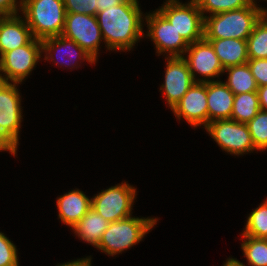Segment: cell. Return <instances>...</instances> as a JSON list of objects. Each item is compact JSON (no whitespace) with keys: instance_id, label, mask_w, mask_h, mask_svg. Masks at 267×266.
Wrapping results in <instances>:
<instances>
[{"instance_id":"6da1fadb","label":"cell","mask_w":267,"mask_h":266,"mask_svg":"<svg viewBox=\"0 0 267 266\" xmlns=\"http://www.w3.org/2000/svg\"><path fill=\"white\" fill-rule=\"evenodd\" d=\"M138 0H126L96 17L107 50L130 51L144 37V16ZM143 16V17H142Z\"/></svg>"},{"instance_id":"7a4b0ae2","label":"cell","mask_w":267,"mask_h":266,"mask_svg":"<svg viewBox=\"0 0 267 266\" xmlns=\"http://www.w3.org/2000/svg\"><path fill=\"white\" fill-rule=\"evenodd\" d=\"M262 15H267V8L257 5L256 1L240 9L207 15L204 17V38L247 40Z\"/></svg>"},{"instance_id":"3957f363","label":"cell","mask_w":267,"mask_h":266,"mask_svg":"<svg viewBox=\"0 0 267 266\" xmlns=\"http://www.w3.org/2000/svg\"><path fill=\"white\" fill-rule=\"evenodd\" d=\"M20 14L35 39L44 40L63 33L66 16L63 0H22Z\"/></svg>"},{"instance_id":"277c9868","label":"cell","mask_w":267,"mask_h":266,"mask_svg":"<svg viewBox=\"0 0 267 266\" xmlns=\"http://www.w3.org/2000/svg\"><path fill=\"white\" fill-rule=\"evenodd\" d=\"M159 219L155 217H127L122 220L110 222L108 228L102 234L98 250L108 256L118 255L124 250L140 243Z\"/></svg>"},{"instance_id":"5b68a950","label":"cell","mask_w":267,"mask_h":266,"mask_svg":"<svg viewBox=\"0 0 267 266\" xmlns=\"http://www.w3.org/2000/svg\"><path fill=\"white\" fill-rule=\"evenodd\" d=\"M19 83L0 81V152L16 156L23 121Z\"/></svg>"},{"instance_id":"8992f818","label":"cell","mask_w":267,"mask_h":266,"mask_svg":"<svg viewBox=\"0 0 267 266\" xmlns=\"http://www.w3.org/2000/svg\"><path fill=\"white\" fill-rule=\"evenodd\" d=\"M190 44L204 38V17L195 0H166L157 9Z\"/></svg>"},{"instance_id":"52a82bcc","label":"cell","mask_w":267,"mask_h":266,"mask_svg":"<svg viewBox=\"0 0 267 266\" xmlns=\"http://www.w3.org/2000/svg\"><path fill=\"white\" fill-rule=\"evenodd\" d=\"M137 189L127 182H121L92 197L91 207L108 222H115L132 215Z\"/></svg>"},{"instance_id":"ba28073f","label":"cell","mask_w":267,"mask_h":266,"mask_svg":"<svg viewBox=\"0 0 267 266\" xmlns=\"http://www.w3.org/2000/svg\"><path fill=\"white\" fill-rule=\"evenodd\" d=\"M42 40L33 38L28 44L4 53L0 57V80L21 84L42 57Z\"/></svg>"},{"instance_id":"9c48e42d","label":"cell","mask_w":267,"mask_h":266,"mask_svg":"<svg viewBox=\"0 0 267 266\" xmlns=\"http://www.w3.org/2000/svg\"><path fill=\"white\" fill-rule=\"evenodd\" d=\"M148 28L144 37H149L156 47L157 56L183 57L189 44L173 25L156 9L144 16Z\"/></svg>"},{"instance_id":"30bf717a","label":"cell","mask_w":267,"mask_h":266,"mask_svg":"<svg viewBox=\"0 0 267 266\" xmlns=\"http://www.w3.org/2000/svg\"><path fill=\"white\" fill-rule=\"evenodd\" d=\"M208 134L217 145L230 155L240 156L257 151L246 123L232 119L209 122L205 127Z\"/></svg>"},{"instance_id":"8fae6325","label":"cell","mask_w":267,"mask_h":266,"mask_svg":"<svg viewBox=\"0 0 267 266\" xmlns=\"http://www.w3.org/2000/svg\"><path fill=\"white\" fill-rule=\"evenodd\" d=\"M62 35L76 42L97 61L103 38L96 16L66 13Z\"/></svg>"},{"instance_id":"7c38bea8","label":"cell","mask_w":267,"mask_h":266,"mask_svg":"<svg viewBox=\"0 0 267 266\" xmlns=\"http://www.w3.org/2000/svg\"><path fill=\"white\" fill-rule=\"evenodd\" d=\"M187 55V56H185ZM183 58L186 60L189 71L195 82L218 81L220 75L224 74V68L210 42L205 38L190 43ZM198 76H202L203 78ZM217 78V80H215Z\"/></svg>"},{"instance_id":"4fadbf2b","label":"cell","mask_w":267,"mask_h":266,"mask_svg":"<svg viewBox=\"0 0 267 266\" xmlns=\"http://www.w3.org/2000/svg\"><path fill=\"white\" fill-rule=\"evenodd\" d=\"M164 83L160 87L170 109L187 93L195 83L189 66L183 57H165Z\"/></svg>"},{"instance_id":"5bb4252c","label":"cell","mask_w":267,"mask_h":266,"mask_svg":"<svg viewBox=\"0 0 267 266\" xmlns=\"http://www.w3.org/2000/svg\"><path fill=\"white\" fill-rule=\"evenodd\" d=\"M175 117L182 118L192 127L208 125L207 82H195L171 109Z\"/></svg>"},{"instance_id":"9a60e30c","label":"cell","mask_w":267,"mask_h":266,"mask_svg":"<svg viewBox=\"0 0 267 266\" xmlns=\"http://www.w3.org/2000/svg\"><path fill=\"white\" fill-rule=\"evenodd\" d=\"M42 53H45V55H43L45 56V61H53L56 66H59L60 64V67L65 66L66 68V66H69L70 69H73V67H76L77 69V67L80 66V64L78 63L79 60L80 63L82 61H86L91 65L96 63V60L85 50H83L76 42L69 38H66L63 35L49 37L42 40ZM54 56L57 57L56 61L54 59ZM60 58L62 59L61 62Z\"/></svg>"},{"instance_id":"2e32d148","label":"cell","mask_w":267,"mask_h":266,"mask_svg":"<svg viewBox=\"0 0 267 266\" xmlns=\"http://www.w3.org/2000/svg\"><path fill=\"white\" fill-rule=\"evenodd\" d=\"M33 38L31 29L22 15L0 16V57L28 44Z\"/></svg>"},{"instance_id":"e0dca14e","label":"cell","mask_w":267,"mask_h":266,"mask_svg":"<svg viewBox=\"0 0 267 266\" xmlns=\"http://www.w3.org/2000/svg\"><path fill=\"white\" fill-rule=\"evenodd\" d=\"M58 218L66 226H75L91 208L92 198H88L78 188L57 197Z\"/></svg>"},{"instance_id":"ac0fdd59","label":"cell","mask_w":267,"mask_h":266,"mask_svg":"<svg viewBox=\"0 0 267 266\" xmlns=\"http://www.w3.org/2000/svg\"><path fill=\"white\" fill-rule=\"evenodd\" d=\"M234 93L221 81L207 82L208 123L231 119Z\"/></svg>"},{"instance_id":"d6986e66","label":"cell","mask_w":267,"mask_h":266,"mask_svg":"<svg viewBox=\"0 0 267 266\" xmlns=\"http://www.w3.org/2000/svg\"><path fill=\"white\" fill-rule=\"evenodd\" d=\"M206 40L212 45L224 69L245 64L249 60L247 40L233 38Z\"/></svg>"},{"instance_id":"ffe728a7","label":"cell","mask_w":267,"mask_h":266,"mask_svg":"<svg viewBox=\"0 0 267 266\" xmlns=\"http://www.w3.org/2000/svg\"><path fill=\"white\" fill-rule=\"evenodd\" d=\"M109 223L91 207L71 230L84 243L87 242L97 248L102 234L108 228Z\"/></svg>"},{"instance_id":"44dd1931","label":"cell","mask_w":267,"mask_h":266,"mask_svg":"<svg viewBox=\"0 0 267 266\" xmlns=\"http://www.w3.org/2000/svg\"><path fill=\"white\" fill-rule=\"evenodd\" d=\"M225 72H227L228 76L224 83L234 95L257 91L258 86L248 63L228 67L224 69Z\"/></svg>"},{"instance_id":"7402d4cb","label":"cell","mask_w":267,"mask_h":266,"mask_svg":"<svg viewBox=\"0 0 267 266\" xmlns=\"http://www.w3.org/2000/svg\"><path fill=\"white\" fill-rule=\"evenodd\" d=\"M259 111L257 91L234 95L232 120L247 124Z\"/></svg>"},{"instance_id":"603a6c76","label":"cell","mask_w":267,"mask_h":266,"mask_svg":"<svg viewBox=\"0 0 267 266\" xmlns=\"http://www.w3.org/2000/svg\"><path fill=\"white\" fill-rule=\"evenodd\" d=\"M249 59L267 58V15H262L255 23L247 38Z\"/></svg>"},{"instance_id":"cb8c5ba5","label":"cell","mask_w":267,"mask_h":266,"mask_svg":"<svg viewBox=\"0 0 267 266\" xmlns=\"http://www.w3.org/2000/svg\"><path fill=\"white\" fill-rule=\"evenodd\" d=\"M241 248L250 266H267V239L242 235Z\"/></svg>"},{"instance_id":"d4e9b609","label":"cell","mask_w":267,"mask_h":266,"mask_svg":"<svg viewBox=\"0 0 267 266\" xmlns=\"http://www.w3.org/2000/svg\"><path fill=\"white\" fill-rule=\"evenodd\" d=\"M241 235L267 239V199L251 211Z\"/></svg>"},{"instance_id":"484cf974","label":"cell","mask_w":267,"mask_h":266,"mask_svg":"<svg viewBox=\"0 0 267 266\" xmlns=\"http://www.w3.org/2000/svg\"><path fill=\"white\" fill-rule=\"evenodd\" d=\"M203 17L249 6L254 0H195Z\"/></svg>"},{"instance_id":"4316f807","label":"cell","mask_w":267,"mask_h":266,"mask_svg":"<svg viewBox=\"0 0 267 266\" xmlns=\"http://www.w3.org/2000/svg\"><path fill=\"white\" fill-rule=\"evenodd\" d=\"M247 125L256 150L265 151L267 149V111L260 110Z\"/></svg>"},{"instance_id":"83f0119b","label":"cell","mask_w":267,"mask_h":266,"mask_svg":"<svg viewBox=\"0 0 267 266\" xmlns=\"http://www.w3.org/2000/svg\"><path fill=\"white\" fill-rule=\"evenodd\" d=\"M16 245L0 231V266H19Z\"/></svg>"},{"instance_id":"f1b7e54d","label":"cell","mask_w":267,"mask_h":266,"mask_svg":"<svg viewBox=\"0 0 267 266\" xmlns=\"http://www.w3.org/2000/svg\"><path fill=\"white\" fill-rule=\"evenodd\" d=\"M66 13L97 15L98 0H63Z\"/></svg>"},{"instance_id":"f546056e","label":"cell","mask_w":267,"mask_h":266,"mask_svg":"<svg viewBox=\"0 0 267 266\" xmlns=\"http://www.w3.org/2000/svg\"><path fill=\"white\" fill-rule=\"evenodd\" d=\"M247 63L257 86L267 85V58L249 59Z\"/></svg>"},{"instance_id":"4dcf8cb0","label":"cell","mask_w":267,"mask_h":266,"mask_svg":"<svg viewBox=\"0 0 267 266\" xmlns=\"http://www.w3.org/2000/svg\"><path fill=\"white\" fill-rule=\"evenodd\" d=\"M22 0H0V16L19 14Z\"/></svg>"},{"instance_id":"1f68e13d","label":"cell","mask_w":267,"mask_h":266,"mask_svg":"<svg viewBox=\"0 0 267 266\" xmlns=\"http://www.w3.org/2000/svg\"><path fill=\"white\" fill-rule=\"evenodd\" d=\"M260 110L267 111V85L257 89Z\"/></svg>"},{"instance_id":"d6a6232c","label":"cell","mask_w":267,"mask_h":266,"mask_svg":"<svg viewBox=\"0 0 267 266\" xmlns=\"http://www.w3.org/2000/svg\"><path fill=\"white\" fill-rule=\"evenodd\" d=\"M126 0H98L97 13L106 10L112 6H118Z\"/></svg>"},{"instance_id":"836d02e7","label":"cell","mask_w":267,"mask_h":266,"mask_svg":"<svg viewBox=\"0 0 267 266\" xmlns=\"http://www.w3.org/2000/svg\"><path fill=\"white\" fill-rule=\"evenodd\" d=\"M91 260H92V257L87 256L86 258H80V259L72 260L66 263L64 262L61 264H57L56 266H92Z\"/></svg>"},{"instance_id":"e575fe53","label":"cell","mask_w":267,"mask_h":266,"mask_svg":"<svg viewBox=\"0 0 267 266\" xmlns=\"http://www.w3.org/2000/svg\"><path fill=\"white\" fill-rule=\"evenodd\" d=\"M223 266H246L242 262L238 261L236 258H228L226 262H224Z\"/></svg>"}]
</instances>
